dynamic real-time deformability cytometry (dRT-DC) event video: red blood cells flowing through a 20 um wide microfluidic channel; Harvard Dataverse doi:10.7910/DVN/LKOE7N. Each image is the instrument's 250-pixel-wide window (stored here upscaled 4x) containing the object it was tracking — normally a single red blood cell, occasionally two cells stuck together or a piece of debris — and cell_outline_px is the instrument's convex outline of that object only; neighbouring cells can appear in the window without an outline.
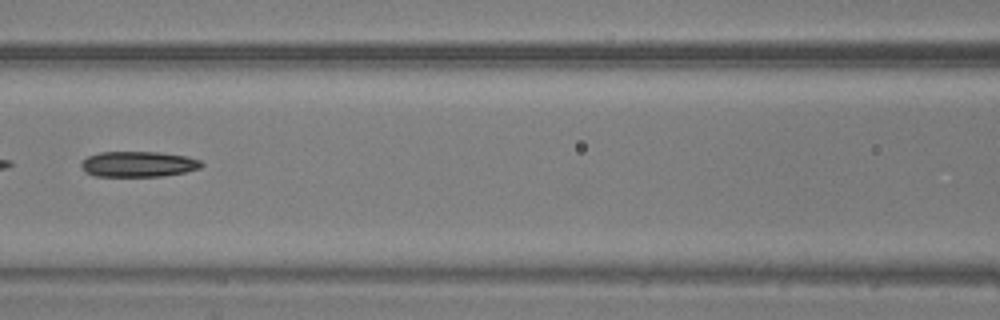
{"species": "common noctule bat (a hibernating species)", "species_latin": "Nyctalus noctula", "temperature_condition": "warm", "stored_images_in_passage": 30, "camera_frame_rate_fps": 3000, "um_per_image_px": 0.085, "animal": {"sex": "male", "body_mass_g": 20.5, "forearm_length_mm": 52.5}, "frame": {"image": 1, "passage_image": 6, "time_ms": 1.667, "image_size_px": [1000, 320], "cell_outline_px": [[204, 164], [200, 168], [184, 172], [164, 176], [96, 176], [84, 172], [80, 164], [88, 156], [100, 152], [160, 152], [188, 156], [200, 160]], "centroid_in_image_um": [11.77, 13.95], "position_along_channel_um": 154.8, "area_um2": 17.98}}
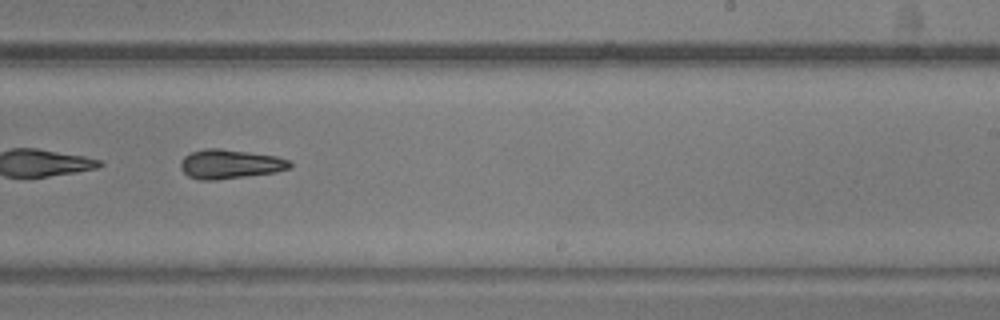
{"frame": {"image": 2, "passage_image": 14, "time_ms": 4.333, "image_size_px": [1000, 320], "cell_outline_px": [[292, 168], [276, 172], [216, 180], [200, 180], [188, 176], [180, 168], [180, 160], [184, 156], [192, 152], [204, 148], [220, 148], [276, 156], [288, 160], [292, 164]], "centroid_in_image_um": [19.53, 13.95], "position_along_channel_um": 269.5, "area_um2": 18.67}}